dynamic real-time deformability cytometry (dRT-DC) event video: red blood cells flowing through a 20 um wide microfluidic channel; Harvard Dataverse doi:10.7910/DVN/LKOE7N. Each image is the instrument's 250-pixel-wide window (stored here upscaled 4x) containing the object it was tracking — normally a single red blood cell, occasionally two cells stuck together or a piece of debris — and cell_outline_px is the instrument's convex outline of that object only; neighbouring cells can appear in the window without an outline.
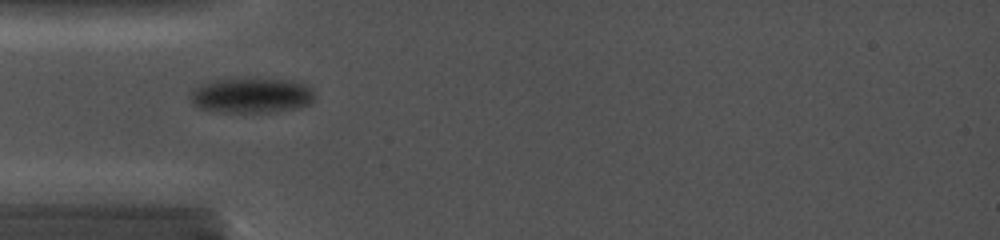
{"species": "common noctule bat (a hibernating species)", "species_latin": "Nyctalus noctula", "temperature_condition": "cold", "stored_images_in_passage": 5, "camera_frame_rate_fps": 5000, "um_per_image_px": 0.085, "animal": {"sex": "female", "body_mass_g": 19.0, "forearm_length_mm": 56.7}, "frame": {"image": 1, "passage_image": 4, "time_ms": 2.4, "image_size_px": [1000, 240], "cell_outline_px": [[312, 96], [304, 104], [280, 108], [252, 112], [224, 112], [204, 108], [196, 104], [192, 100], [192, 92], [200, 84], [208, 80], [228, 76], [256, 76], [288, 80], [300, 84], [308, 88]], "centroid_in_image_um": [21.19, 8.0], "position_along_channel_um": 63.8, "area_um2": 24.8}}
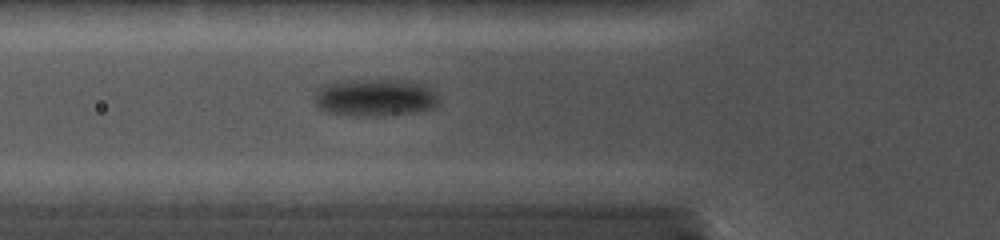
{"frame": {"image": 2, "passage_image": 5, "time_ms": 3.2, "image_size_px": [1000, 240], "cell_outline_px": [[436, 104], [432, 108], [408, 112], [352, 116], [328, 112], [320, 108], [316, 104], [316, 88], [320, 84], [328, 80], [420, 80], [436, 96]], "centroid_in_image_um": [31.77, 8.23], "position_along_channel_um": 94.0, "area_um2": 26.88}}